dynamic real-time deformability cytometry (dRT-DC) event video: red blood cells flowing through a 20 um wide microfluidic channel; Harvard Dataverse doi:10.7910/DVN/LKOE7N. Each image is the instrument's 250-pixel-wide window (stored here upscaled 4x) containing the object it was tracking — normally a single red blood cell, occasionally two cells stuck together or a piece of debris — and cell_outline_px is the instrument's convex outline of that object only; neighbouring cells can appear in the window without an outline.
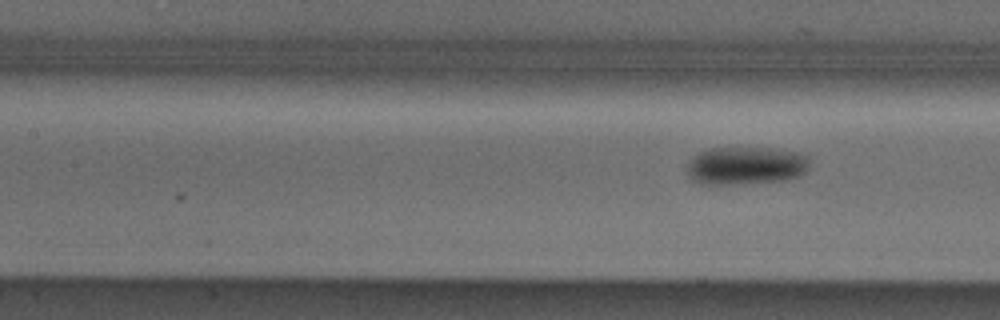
{"species": "Egyptian fruit bat (a non-hibernating species)", "species_latin": "Rousettus aegyptiacus", "temperature_condition": "cold", "stored_images_in_passage": 5, "segment_of_instrument_passage": [2, 2], "camera_frame_rate_fps": 3000, "um_per_image_px": 0.085, "animal": {"sex": "male"}, "frame": {"image": 1, "passage_image": 5, "time_ms": 5.333, "image_size_px": [1000, 320], "cell_outline_px": [[808, 160], [804, 172], [796, 176], [784, 180], [732, 184], [700, 184], [692, 180], [688, 176], [688, 164], [692, 156], [708, 148], [772, 148], [792, 152], [808, 156]], "centroid_in_image_um": [63.31, 14.08], "position_along_channel_um": 144.1, "area_um2": 26.76}}